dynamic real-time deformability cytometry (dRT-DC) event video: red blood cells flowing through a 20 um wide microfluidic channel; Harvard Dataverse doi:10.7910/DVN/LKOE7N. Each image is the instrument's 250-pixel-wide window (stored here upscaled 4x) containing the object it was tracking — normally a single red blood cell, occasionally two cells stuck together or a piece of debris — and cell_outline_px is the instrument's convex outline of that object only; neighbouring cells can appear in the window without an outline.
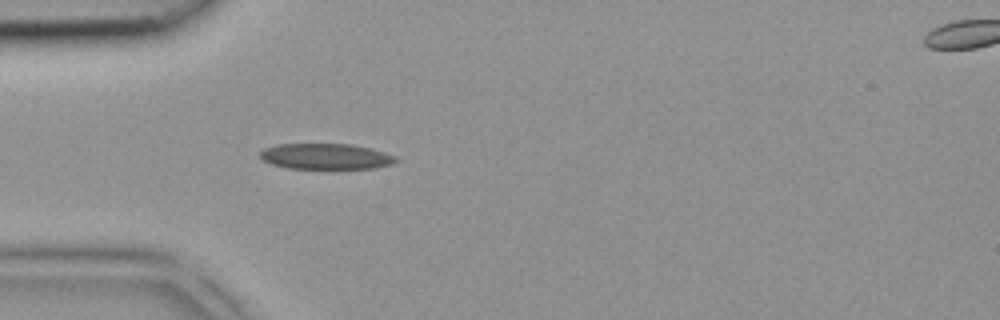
{"species": "common noctule bat (a hibernating species)", "species_latin": "Nyctalus noctula", "temperature_condition": "room temperature", "stored_images_in_passage": 4, "segment_of_instrument_passage": [1, 2], "camera_frame_rate_fps": 3000, "um_per_image_px": 0.085, "animal": {"sex": "female", "body_mass_g": 18.4}, "frame": {"image": 1, "passage_image": 3, "time_ms": 0.667, "image_size_px": [1000, 320], "cell_outline_px": [[400, 160], [392, 164], [376, 168], [288, 168], [272, 164], [264, 160], [260, 156], [260, 152], [264, 148], [276, 144], [352, 144], [372, 148], [396, 156]], "centroid_in_image_um": [27.74, 13.29], "position_along_channel_um": 57.3, "area_um2": 20.4}}